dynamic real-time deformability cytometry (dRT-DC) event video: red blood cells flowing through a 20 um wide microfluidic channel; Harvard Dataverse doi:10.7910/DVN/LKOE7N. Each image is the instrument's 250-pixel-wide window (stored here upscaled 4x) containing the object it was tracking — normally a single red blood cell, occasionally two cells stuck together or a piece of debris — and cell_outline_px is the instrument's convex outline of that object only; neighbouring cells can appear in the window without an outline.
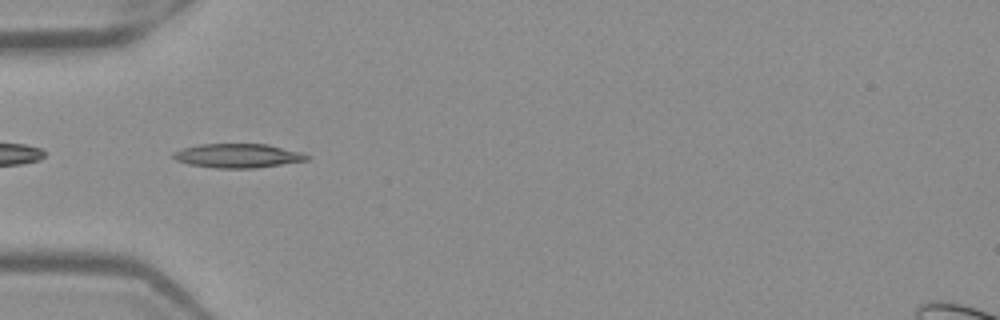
{"species": "Egyptian fruit bat (a non-hibernating species)", "species_latin": "Rousettus aegyptiacus", "temperature_condition": "warm", "stored_images_in_passage": 37, "camera_frame_rate_fps": 3000, "um_per_image_px": 0.085, "frame": {"image": 1, "passage_image": 2, "time_ms": 0.333, "image_size_px": [1000, 320], "cell_outline_px": [[308, 160], [256, 168], [216, 168], [188, 164], [176, 160], [172, 156], [172, 152], [184, 148], [200, 144], [268, 144], [300, 152], [308, 156]], "centroid_in_image_um": [20.18, 13.24], "position_along_channel_um": 64.8, "area_um2": 18.61}}
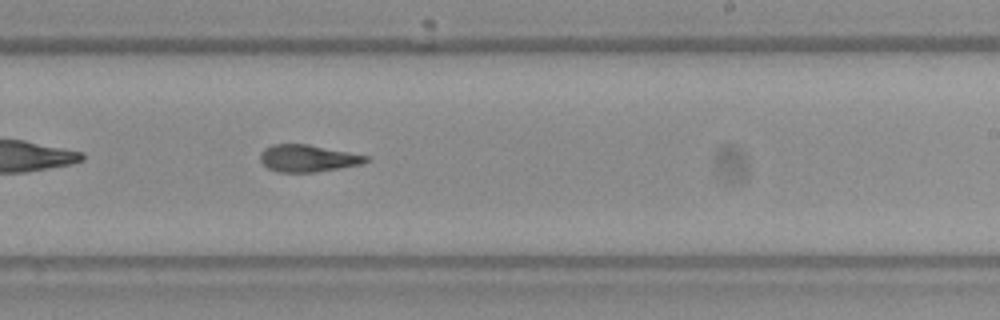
{"frame": {"image": 2, "passage_image": 17, "time_ms": 5.333, "image_size_px": [1000, 320], "cell_outline_px": [[368, 160], [364, 164], [316, 172], [276, 172], [268, 168], [260, 160], [260, 152], [264, 148], [272, 144], [308, 144], [368, 156]], "centroid_in_image_um": [26.14, 13.46], "position_along_channel_um": 262.9, "area_um2": 16.7}}
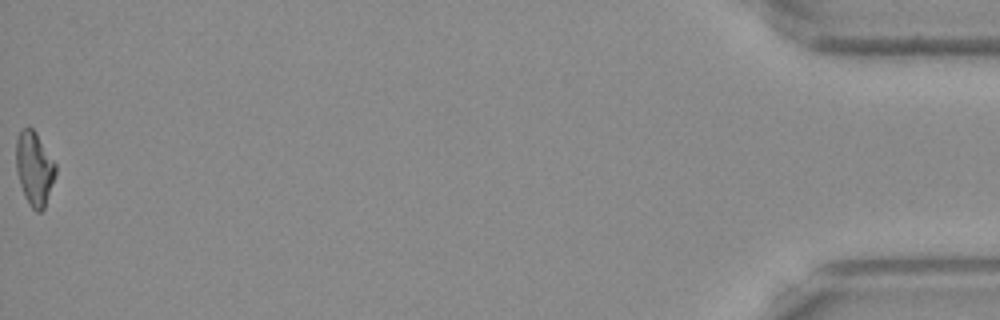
{"frame": {"image": 3, "passage_image": 37, "time_ms": 12.0, "image_size_px": [1000, 320], "cell_outline_px": [[56, 172], [44, 208], [40, 212], [36, 212], [28, 204], [24, 196], [16, 172], [16, 140], [20, 132], [28, 124], [36, 132], [56, 164]], "centroid_in_image_um": [2.91, 14.31], "position_along_channel_um": 432.3, "area_um2": 16.99}, "authors_computed_cell_mechanics": {"area_um2": 17.1088, "velocity_mm_per_s": 3.9787, "shape_relaxation_time_tau1_ms": null, "shape_relaxation_time_tau2_ms": 3.5854, "deformation_change_tau1": null, "deformation_change_tau2": 0.1285}}